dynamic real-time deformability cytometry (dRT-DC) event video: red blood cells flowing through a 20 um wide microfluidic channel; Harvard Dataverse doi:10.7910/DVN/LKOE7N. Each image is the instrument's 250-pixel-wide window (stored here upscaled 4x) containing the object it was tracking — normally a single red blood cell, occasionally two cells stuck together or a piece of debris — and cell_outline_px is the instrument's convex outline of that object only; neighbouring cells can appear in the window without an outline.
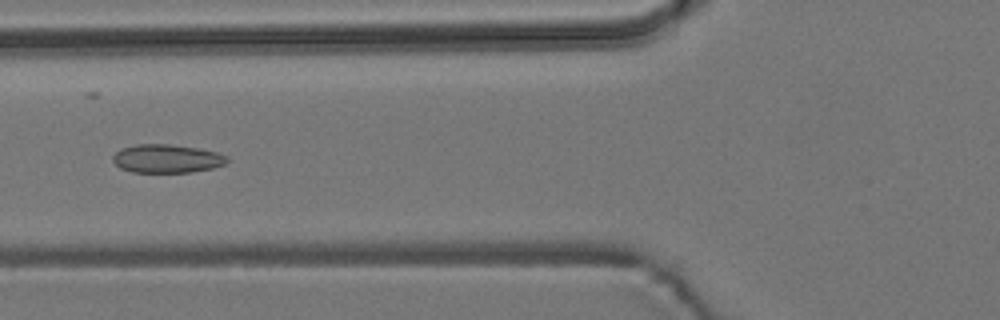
{"species": "common noctule bat (a hibernating species)", "species_latin": "Nyctalus noctula", "temperature_condition": "room temperature", "stored_images_in_passage": 5, "camera_frame_rate_fps": 3000, "um_per_image_px": 0.085, "animal": {"sex": "male", "body_mass_g": 19.2, "forearm_length_mm": 51.8}, "frame": {"image": 1, "passage_image": 5, "time_ms": 4.667, "image_size_px": [1000, 320], "cell_outline_px": [[228, 160], [224, 164], [212, 168], [192, 172], [132, 172], [120, 168], [112, 160], [112, 156], [120, 148], [136, 144], [168, 144], [196, 148], [216, 152], [228, 156]], "centroid_in_image_um": [14.15, 13.48], "position_along_channel_um": 111.7, "area_um2": 18.9}}